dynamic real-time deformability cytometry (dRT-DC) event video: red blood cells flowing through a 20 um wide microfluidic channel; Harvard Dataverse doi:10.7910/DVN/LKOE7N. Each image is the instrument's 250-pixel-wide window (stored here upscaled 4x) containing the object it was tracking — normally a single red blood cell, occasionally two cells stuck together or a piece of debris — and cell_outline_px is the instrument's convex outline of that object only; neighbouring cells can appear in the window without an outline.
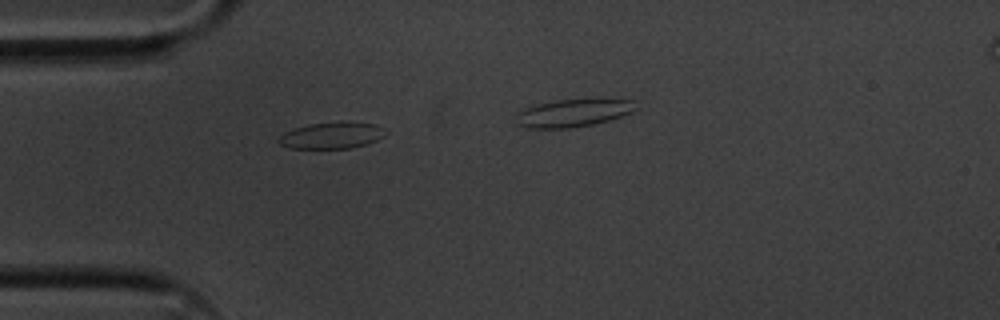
{"species": "common noctule bat (a hibernating species)", "species_latin": "Nyctalus noctula", "temperature_condition": "cold", "stored_images_in_passage": 9, "camera_frame_rate_fps": 3000, "um_per_image_px": 0.085, "animal": {"sex": "male", "body_mass_g": 20.1, "forearm_length_mm": 53.5}, "frame": {"image": 1, "passage_image": 1, "time_ms": 0.0, "image_size_px": [1000, 320], "cell_outline_px": [[384, 136], [368, 144], [352, 148], [292, 148], [280, 144], [276, 140], [284, 132], [308, 124], [340, 120], [344, 120], [376, 124], [380, 128]], "centroid_in_image_um": [28.18, 11.49], "position_along_channel_um": 56.8, "area_um2": 16.59}}
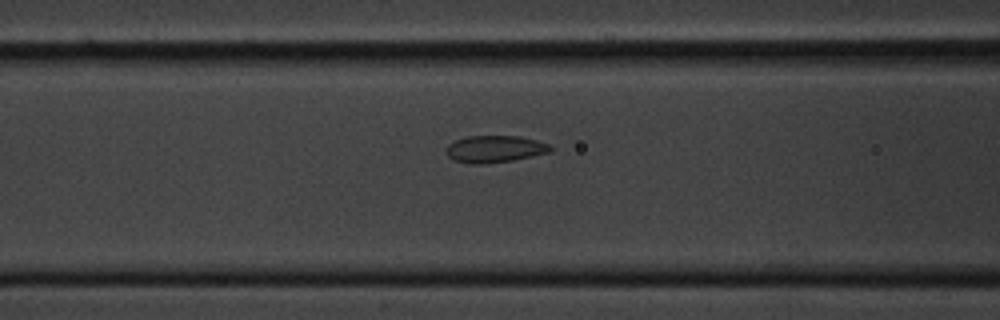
{"frame": {"image": 2, "passage_image": 7, "time_ms": 2.0, "image_size_px": [1000, 320], "cell_outline_px": [[552, 152], [512, 160], [484, 164], [468, 164], [452, 160], [448, 156], [448, 144], [456, 140], [468, 136], [520, 136], [536, 140], [548, 144], [552, 148]], "centroid_in_image_um": [42.06, 12.67], "position_along_channel_um": 124.5, "area_um2": 16.36}}